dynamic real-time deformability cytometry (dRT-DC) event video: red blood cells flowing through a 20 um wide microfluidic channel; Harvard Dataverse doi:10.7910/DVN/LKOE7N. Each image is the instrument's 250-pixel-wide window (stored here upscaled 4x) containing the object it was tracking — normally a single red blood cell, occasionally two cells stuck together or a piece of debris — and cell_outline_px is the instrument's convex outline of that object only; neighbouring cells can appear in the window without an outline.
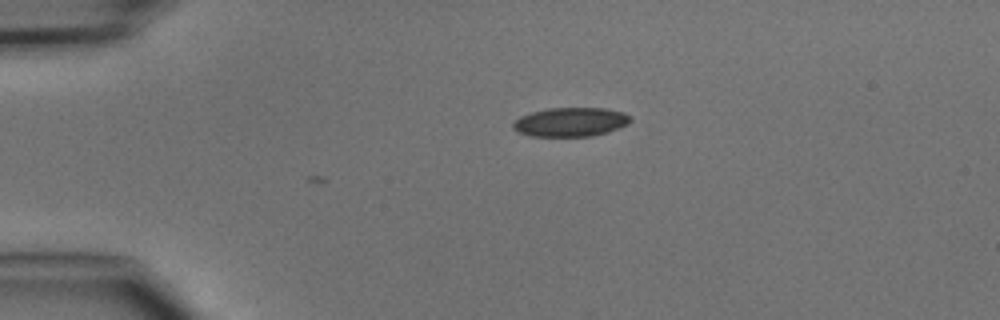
{"species": "common noctule bat (a hibernating species)", "species_latin": "Nyctalus noctula", "temperature_condition": "cold", "stored_images_in_passage": 2, "camera_frame_rate_fps": 3000, "um_per_image_px": 0.085, "animal": {"sex": "male", "body_mass_g": 15.6}, "frame": {"image": 1, "passage_image": 1, "time_ms": 0.0, "image_size_px": [1000, 320], "cell_outline_px": [[632, 120], [628, 124], [608, 132], [592, 136], [528, 136], [516, 132], [512, 128], [512, 124], [520, 116], [532, 112], [548, 108], [604, 108], [624, 112], [632, 116]], "centroid_in_image_um": [48.5, 10.37], "position_along_channel_um": 36.5, "area_um2": 20.06}}